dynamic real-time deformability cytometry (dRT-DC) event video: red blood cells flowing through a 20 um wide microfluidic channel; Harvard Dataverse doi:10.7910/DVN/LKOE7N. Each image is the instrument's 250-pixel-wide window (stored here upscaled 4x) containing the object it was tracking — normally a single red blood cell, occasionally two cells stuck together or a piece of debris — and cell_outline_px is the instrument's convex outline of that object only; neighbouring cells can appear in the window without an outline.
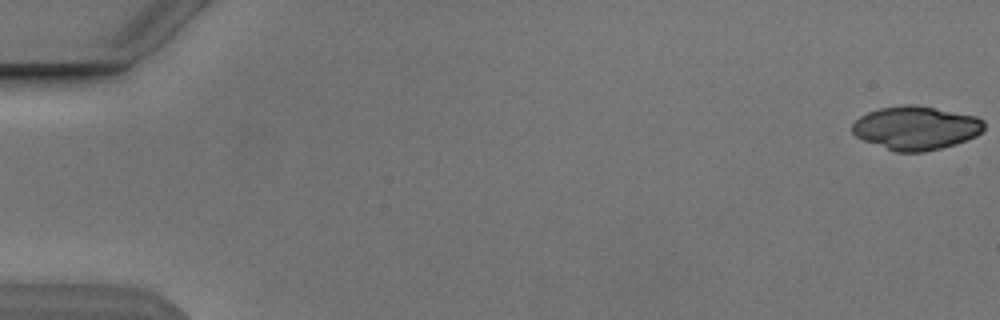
{"species": "Egyptian fruit bat (a non-hibernating species)", "species_latin": "Rousettus aegyptiacus", "temperature_condition": "cold", "stored_images_in_passage": 2, "segment_of_instrument_passage": [2, 2], "camera_frame_rate_fps": 3000, "um_per_image_px": 0.085, "animal": {"sex": "male"}, "frame": {"image": 1, "passage_image": 2, "time_ms": 2.0, "image_size_px": [1000, 320], "cell_outline_px": [[984, 128], [976, 136], [956, 144], [924, 152], [896, 152], [864, 140], [856, 136], [852, 132], [852, 124], [860, 116], [868, 112], [880, 108], [900, 104], [916, 104], [976, 116], [984, 120]], "centroid_in_image_um": [77.85, 10.86], "position_along_channel_um": 7.1, "area_um2": 33.52}}